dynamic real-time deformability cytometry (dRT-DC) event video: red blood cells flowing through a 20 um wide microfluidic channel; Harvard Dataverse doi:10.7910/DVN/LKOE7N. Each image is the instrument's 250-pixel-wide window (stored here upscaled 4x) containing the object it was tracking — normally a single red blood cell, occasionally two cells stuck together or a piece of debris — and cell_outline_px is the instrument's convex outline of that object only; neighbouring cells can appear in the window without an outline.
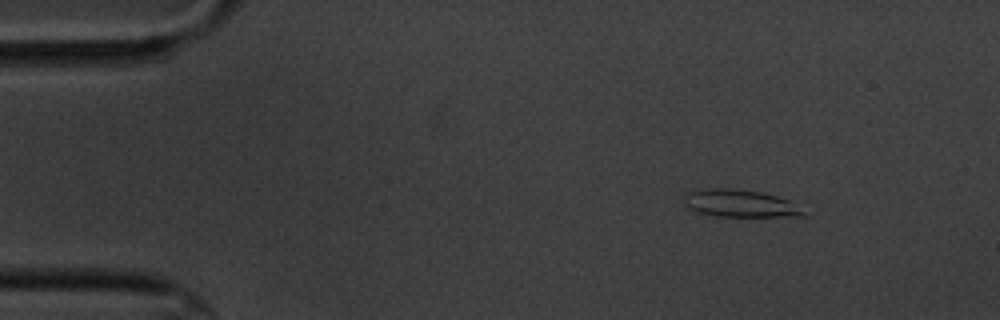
{"species": "common noctule bat (a hibernating species)", "species_latin": "Nyctalus noctula", "temperature_condition": "cold", "stored_images_in_passage": 4, "camera_frame_rate_fps": 3000, "um_per_image_px": 0.085, "animal": {"sex": "male", "body_mass_g": 20.1, "forearm_length_mm": 53.5}, "frame": {"image": 1, "passage_image": 1, "time_ms": 0.0, "image_size_px": [1000, 320], "cell_outline_px": [[808, 216], [716, 216], [696, 212], [688, 208], [688, 192], [708, 188], [732, 188], [760, 192], [776, 196], [788, 200], [804, 212]], "centroid_in_image_um": [62.93, 17.29], "position_along_channel_um": 22.1, "area_um2": 18.55}}